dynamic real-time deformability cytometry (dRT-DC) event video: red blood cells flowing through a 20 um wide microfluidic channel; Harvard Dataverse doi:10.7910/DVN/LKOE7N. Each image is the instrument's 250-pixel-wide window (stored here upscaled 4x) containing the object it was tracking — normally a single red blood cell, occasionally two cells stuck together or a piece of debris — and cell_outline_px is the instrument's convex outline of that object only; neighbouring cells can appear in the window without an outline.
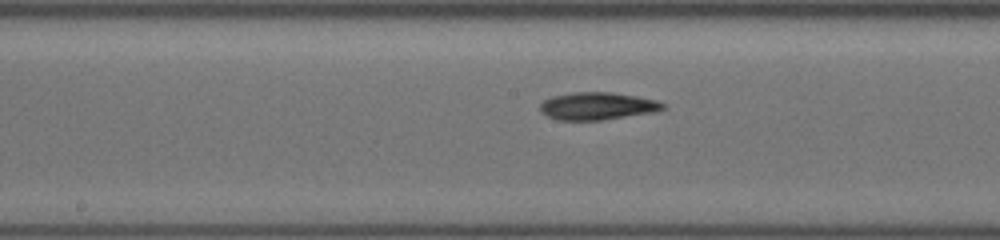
{"species": "common noctule bat (a hibernating species)", "species_latin": "Nyctalus noctula", "temperature_condition": "cold", "stored_images_in_passage": 25, "segment_of_instrument_passage": [2, 2], "camera_frame_rate_fps": 3000, "um_per_image_px": 0.085, "animal": {"sex": "female", "body_mass_g": 19.5, "forearm_length_mm": 54.1}, "frame": {"image": 1, "passage_image": 25, "time_ms": 8.333, "image_size_px": [1000, 240], "cell_outline_px": [[668, 108], [656, 112], [600, 120], [560, 120], [548, 116], [540, 112], [540, 104], [544, 100], [552, 96], [576, 92], [612, 92], [636, 96], [656, 100], [664, 104]], "centroid_in_image_um": [50.8, 9.01], "position_along_channel_um": 197.4, "area_um2": 19.71}}